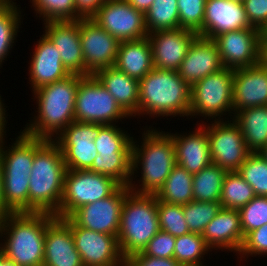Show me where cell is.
<instances>
[{
	"instance_id": "1",
	"label": "cell",
	"mask_w": 267,
	"mask_h": 266,
	"mask_svg": "<svg viewBox=\"0 0 267 266\" xmlns=\"http://www.w3.org/2000/svg\"><path fill=\"white\" fill-rule=\"evenodd\" d=\"M66 171L60 147L53 140L34 138L28 212L50 213L59 218Z\"/></svg>"
},
{
	"instance_id": "2",
	"label": "cell",
	"mask_w": 267,
	"mask_h": 266,
	"mask_svg": "<svg viewBox=\"0 0 267 266\" xmlns=\"http://www.w3.org/2000/svg\"><path fill=\"white\" fill-rule=\"evenodd\" d=\"M82 75L71 74L67 78L44 85L33 91L38 109L37 115L26 124L27 136L54 140L70 123L74 122L76 91Z\"/></svg>"
},
{
	"instance_id": "3",
	"label": "cell",
	"mask_w": 267,
	"mask_h": 266,
	"mask_svg": "<svg viewBox=\"0 0 267 266\" xmlns=\"http://www.w3.org/2000/svg\"><path fill=\"white\" fill-rule=\"evenodd\" d=\"M137 143L139 142L133 138L132 178L128 188L135 194L155 195L176 165L173 138L169 132L147 127L142 133L141 145ZM137 170L141 171L140 180L137 182H141L140 185L133 181V178L137 177L135 174L139 173Z\"/></svg>"
},
{
	"instance_id": "4",
	"label": "cell",
	"mask_w": 267,
	"mask_h": 266,
	"mask_svg": "<svg viewBox=\"0 0 267 266\" xmlns=\"http://www.w3.org/2000/svg\"><path fill=\"white\" fill-rule=\"evenodd\" d=\"M55 217L43 212L10 213L0 223V238L6 239L0 251L17 266H43L46 228Z\"/></svg>"
},
{
	"instance_id": "5",
	"label": "cell",
	"mask_w": 267,
	"mask_h": 266,
	"mask_svg": "<svg viewBox=\"0 0 267 266\" xmlns=\"http://www.w3.org/2000/svg\"><path fill=\"white\" fill-rule=\"evenodd\" d=\"M190 95L191 87L178 71L153 68L139 81V116L188 117Z\"/></svg>"
},
{
	"instance_id": "6",
	"label": "cell",
	"mask_w": 267,
	"mask_h": 266,
	"mask_svg": "<svg viewBox=\"0 0 267 266\" xmlns=\"http://www.w3.org/2000/svg\"><path fill=\"white\" fill-rule=\"evenodd\" d=\"M159 230L156 196L130 191L122 205L117 236L122 257L142 252Z\"/></svg>"
},
{
	"instance_id": "7",
	"label": "cell",
	"mask_w": 267,
	"mask_h": 266,
	"mask_svg": "<svg viewBox=\"0 0 267 266\" xmlns=\"http://www.w3.org/2000/svg\"><path fill=\"white\" fill-rule=\"evenodd\" d=\"M233 78L234 69L224 67L191 86L189 117L223 120L228 112L233 119Z\"/></svg>"
},
{
	"instance_id": "8",
	"label": "cell",
	"mask_w": 267,
	"mask_h": 266,
	"mask_svg": "<svg viewBox=\"0 0 267 266\" xmlns=\"http://www.w3.org/2000/svg\"><path fill=\"white\" fill-rule=\"evenodd\" d=\"M120 186L109 176L89 170L67 169L59 207V218H67L79 207L109 197Z\"/></svg>"
},
{
	"instance_id": "9",
	"label": "cell",
	"mask_w": 267,
	"mask_h": 266,
	"mask_svg": "<svg viewBox=\"0 0 267 266\" xmlns=\"http://www.w3.org/2000/svg\"><path fill=\"white\" fill-rule=\"evenodd\" d=\"M128 117L93 75L84 76L79 81L74 107L75 121L111 125Z\"/></svg>"
},
{
	"instance_id": "10",
	"label": "cell",
	"mask_w": 267,
	"mask_h": 266,
	"mask_svg": "<svg viewBox=\"0 0 267 266\" xmlns=\"http://www.w3.org/2000/svg\"><path fill=\"white\" fill-rule=\"evenodd\" d=\"M227 119L211 121L212 124L206 125V131L212 163L233 172L239 170L251 152L239 125L233 119Z\"/></svg>"
},
{
	"instance_id": "11",
	"label": "cell",
	"mask_w": 267,
	"mask_h": 266,
	"mask_svg": "<svg viewBox=\"0 0 267 266\" xmlns=\"http://www.w3.org/2000/svg\"><path fill=\"white\" fill-rule=\"evenodd\" d=\"M100 124L74 121L53 141L60 147L68 170H88L98 155L94 139Z\"/></svg>"
},
{
	"instance_id": "12",
	"label": "cell",
	"mask_w": 267,
	"mask_h": 266,
	"mask_svg": "<svg viewBox=\"0 0 267 266\" xmlns=\"http://www.w3.org/2000/svg\"><path fill=\"white\" fill-rule=\"evenodd\" d=\"M92 19L119 42L148 36L144 13L126 0H106Z\"/></svg>"
},
{
	"instance_id": "13",
	"label": "cell",
	"mask_w": 267,
	"mask_h": 266,
	"mask_svg": "<svg viewBox=\"0 0 267 266\" xmlns=\"http://www.w3.org/2000/svg\"><path fill=\"white\" fill-rule=\"evenodd\" d=\"M261 33L258 28H243L214 37L223 66L235 70L259 64Z\"/></svg>"
},
{
	"instance_id": "14",
	"label": "cell",
	"mask_w": 267,
	"mask_h": 266,
	"mask_svg": "<svg viewBox=\"0 0 267 266\" xmlns=\"http://www.w3.org/2000/svg\"><path fill=\"white\" fill-rule=\"evenodd\" d=\"M129 192L128 186H120L109 197L79 207L69 218L79 227L117 237L122 205Z\"/></svg>"
},
{
	"instance_id": "15",
	"label": "cell",
	"mask_w": 267,
	"mask_h": 266,
	"mask_svg": "<svg viewBox=\"0 0 267 266\" xmlns=\"http://www.w3.org/2000/svg\"><path fill=\"white\" fill-rule=\"evenodd\" d=\"M79 27L86 76L114 66L120 42L92 18L79 19Z\"/></svg>"
},
{
	"instance_id": "16",
	"label": "cell",
	"mask_w": 267,
	"mask_h": 266,
	"mask_svg": "<svg viewBox=\"0 0 267 266\" xmlns=\"http://www.w3.org/2000/svg\"><path fill=\"white\" fill-rule=\"evenodd\" d=\"M70 229L84 266H111L123 259L116 236L79 227L71 219Z\"/></svg>"
},
{
	"instance_id": "17",
	"label": "cell",
	"mask_w": 267,
	"mask_h": 266,
	"mask_svg": "<svg viewBox=\"0 0 267 266\" xmlns=\"http://www.w3.org/2000/svg\"><path fill=\"white\" fill-rule=\"evenodd\" d=\"M44 34L55 45L63 66L70 74L86 76L80 27L78 20L47 21L43 24Z\"/></svg>"
},
{
	"instance_id": "18",
	"label": "cell",
	"mask_w": 267,
	"mask_h": 266,
	"mask_svg": "<svg viewBox=\"0 0 267 266\" xmlns=\"http://www.w3.org/2000/svg\"><path fill=\"white\" fill-rule=\"evenodd\" d=\"M198 34L178 28L148 34L154 68L178 71L187 50Z\"/></svg>"
},
{
	"instance_id": "19",
	"label": "cell",
	"mask_w": 267,
	"mask_h": 266,
	"mask_svg": "<svg viewBox=\"0 0 267 266\" xmlns=\"http://www.w3.org/2000/svg\"><path fill=\"white\" fill-rule=\"evenodd\" d=\"M253 27L245 13L242 1L206 0L203 37L213 39L225 32Z\"/></svg>"
},
{
	"instance_id": "20",
	"label": "cell",
	"mask_w": 267,
	"mask_h": 266,
	"mask_svg": "<svg viewBox=\"0 0 267 266\" xmlns=\"http://www.w3.org/2000/svg\"><path fill=\"white\" fill-rule=\"evenodd\" d=\"M267 106V65L263 63L234 70L233 116L246 108Z\"/></svg>"
},
{
	"instance_id": "21",
	"label": "cell",
	"mask_w": 267,
	"mask_h": 266,
	"mask_svg": "<svg viewBox=\"0 0 267 266\" xmlns=\"http://www.w3.org/2000/svg\"><path fill=\"white\" fill-rule=\"evenodd\" d=\"M43 266H84L74 245L69 217H55L48 224Z\"/></svg>"
},
{
	"instance_id": "22",
	"label": "cell",
	"mask_w": 267,
	"mask_h": 266,
	"mask_svg": "<svg viewBox=\"0 0 267 266\" xmlns=\"http://www.w3.org/2000/svg\"><path fill=\"white\" fill-rule=\"evenodd\" d=\"M224 66L217 45L212 39L197 36L187 50L178 74L190 87Z\"/></svg>"
},
{
	"instance_id": "23",
	"label": "cell",
	"mask_w": 267,
	"mask_h": 266,
	"mask_svg": "<svg viewBox=\"0 0 267 266\" xmlns=\"http://www.w3.org/2000/svg\"><path fill=\"white\" fill-rule=\"evenodd\" d=\"M37 42L29 63V83L32 92L71 75L63 66L55 45L44 33Z\"/></svg>"
},
{
	"instance_id": "24",
	"label": "cell",
	"mask_w": 267,
	"mask_h": 266,
	"mask_svg": "<svg viewBox=\"0 0 267 266\" xmlns=\"http://www.w3.org/2000/svg\"><path fill=\"white\" fill-rule=\"evenodd\" d=\"M205 124L203 121L197 124V129L192 133H169L175 146L176 164L191 174H196L212 164Z\"/></svg>"
},
{
	"instance_id": "25",
	"label": "cell",
	"mask_w": 267,
	"mask_h": 266,
	"mask_svg": "<svg viewBox=\"0 0 267 266\" xmlns=\"http://www.w3.org/2000/svg\"><path fill=\"white\" fill-rule=\"evenodd\" d=\"M202 237L212 250H227L237 254L244 241L239 211L221 208L205 227Z\"/></svg>"
},
{
	"instance_id": "26",
	"label": "cell",
	"mask_w": 267,
	"mask_h": 266,
	"mask_svg": "<svg viewBox=\"0 0 267 266\" xmlns=\"http://www.w3.org/2000/svg\"><path fill=\"white\" fill-rule=\"evenodd\" d=\"M130 117L139 116V81L114 66L93 74Z\"/></svg>"
},
{
	"instance_id": "27",
	"label": "cell",
	"mask_w": 267,
	"mask_h": 266,
	"mask_svg": "<svg viewBox=\"0 0 267 266\" xmlns=\"http://www.w3.org/2000/svg\"><path fill=\"white\" fill-rule=\"evenodd\" d=\"M114 67L138 81L144 78L154 68L149 38L120 42Z\"/></svg>"
},
{
	"instance_id": "28",
	"label": "cell",
	"mask_w": 267,
	"mask_h": 266,
	"mask_svg": "<svg viewBox=\"0 0 267 266\" xmlns=\"http://www.w3.org/2000/svg\"><path fill=\"white\" fill-rule=\"evenodd\" d=\"M4 141L5 138L0 140V159L3 177H29L34 160V137L20 132L11 147L10 145L9 147L5 146L6 142Z\"/></svg>"
},
{
	"instance_id": "29",
	"label": "cell",
	"mask_w": 267,
	"mask_h": 266,
	"mask_svg": "<svg viewBox=\"0 0 267 266\" xmlns=\"http://www.w3.org/2000/svg\"><path fill=\"white\" fill-rule=\"evenodd\" d=\"M233 120L239 125L251 153H259L267 145V106L236 111Z\"/></svg>"
},
{
	"instance_id": "30",
	"label": "cell",
	"mask_w": 267,
	"mask_h": 266,
	"mask_svg": "<svg viewBox=\"0 0 267 266\" xmlns=\"http://www.w3.org/2000/svg\"><path fill=\"white\" fill-rule=\"evenodd\" d=\"M155 196L169 204L185 205L193 201V174L176 164Z\"/></svg>"
},
{
	"instance_id": "31",
	"label": "cell",
	"mask_w": 267,
	"mask_h": 266,
	"mask_svg": "<svg viewBox=\"0 0 267 266\" xmlns=\"http://www.w3.org/2000/svg\"><path fill=\"white\" fill-rule=\"evenodd\" d=\"M226 174V170L213 163L193 174V200L219 202Z\"/></svg>"
},
{
	"instance_id": "32",
	"label": "cell",
	"mask_w": 267,
	"mask_h": 266,
	"mask_svg": "<svg viewBox=\"0 0 267 266\" xmlns=\"http://www.w3.org/2000/svg\"><path fill=\"white\" fill-rule=\"evenodd\" d=\"M131 164L132 153L98 154L88 170L109 176L121 186H128L132 178Z\"/></svg>"
},
{
	"instance_id": "33",
	"label": "cell",
	"mask_w": 267,
	"mask_h": 266,
	"mask_svg": "<svg viewBox=\"0 0 267 266\" xmlns=\"http://www.w3.org/2000/svg\"><path fill=\"white\" fill-rule=\"evenodd\" d=\"M18 6L12 0L0 1V67L11 53L19 32L22 15Z\"/></svg>"
},
{
	"instance_id": "34",
	"label": "cell",
	"mask_w": 267,
	"mask_h": 266,
	"mask_svg": "<svg viewBox=\"0 0 267 266\" xmlns=\"http://www.w3.org/2000/svg\"><path fill=\"white\" fill-rule=\"evenodd\" d=\"M212 251L207 245L202 234L188 233L175 237V249L173 258L181 266H205L204 255Z\"/></svg>"
},
{
	"instance_id": "35",
	"label": "cell",
	"mask_w": 267,
	"mask_h": 266,
	"mask_svg": "<svg viewBox=\"0 0 267 266\" xmlns=\"http://www.w3.org/2000/svg\"><path fill=\"white\" fill-rule=\"evenodd\" d=\"M255 196L253 188L237 171L227 172L219 201L222 208L239 210Z\"/></svg>"
},
{
	"instance_id": "36",
	"label": "cell",
	"mask_w": 267,
	"mask_h": 266,
	"mask_svg": "<svg viewBox=\"0 0 267 266\" xmlns=\"http://www.w3.org/2000/svg\"><path fill=\"white\" fill-rule=\"evenodd\" d=\"M144 16L148 34L180 28L177 0H154Z\"/></svg>"
},
{
	"instance_id": "37",
	"label": "cell",
	"mask_w": 267,
	"mask_h": 266,
	"mask_svg": "<svg viewBox=\"0 0 267 266\" xmlns=\"http://www.w3.org/2000/svg\"><path fill=\"white\" fill-rule=\"evenodd\" d=\"M133 136L116 124L100 125L99 136L94 139L98 154L132 153Z\"/></svg>"
},
{
	"instance_id": "38",
	"label": "cell",
	"mask_w": 267,
	"mask_h": 266,
	"mask_svg": "<svg viewBox=\"0 0 267 266\" xmlns=\"http://www.w3.org/2000/svg\"><path fill=\"white\" fill-rule=\"evenodd\" d=\"M3 200L11 213L28 212L29 177H3Z\"/></svg>"
},
{
	"instance_id": "39",
	"label": "cell",
	"mask_w": 267,
	"mask_h": 266,
	"mask_svg": "<svg viewBox=\"0 0 267 266\" xmlns=\"http://www.w3.org/2000/svg\"><path fill=\"white\" fill-rule=\"evenodd\" d=\"M221 208L220 202H197L193 200L183 205V214L189 231L202 234L205 227Z\"/></svg>"
},
{
	"instance_id": "40",
	"label": "cell",
	"mask_w": 267,
	"mask_h": 266,
	"mask_svg": "<svg viewBox=\"0 0 267 266\" xmlns=\"http://www.w3.org/2000/svg\"><path fill=\"white\" fill-rule=\"evenodd\" d=\"M237 172L256 196L267 197V161L259 153H251Z\"/></svg>"
},
{
	"instance_id": "41",
	"label": "cell",
	"mask_w": 267,
	"mask_h": 266,
	"mask_svg": "<svg viewBox=\"0 0 267 266\" xmlns=\"http://www.w3.org/2000/svg\"><path fill=\"white\" fill-rule=\"evenodd\" d=\"M34 13L42 17L43 22L78 20L81 17L76 13L74 0H30Z\"/></svg>"
},
{
	"instance_id": "42",
	"label": "cell",
	"mask_w": 267,
	"mask_h": 266,
	"mask_svg": "<svg viewBox=\"0 0 267 266\" xmlns=\"http://www.w3.org/2000/svg\"><path fill=\"white\" fill-rule=\"evenodd\" d=\"M157 214L160 230L168 232L174 237L190 233L183 214V205L157 200Z\"/></svg>"
},
{
	"instance_id": "43",
	"label": "cell",
	"mask_w": 267,
	"mask_h": 266,
	"mask_svg": "<svg viewBox=\"0 0 267 266\" xmlns=\"http://www.w3.org/2000/svg\"><path fill=\"white\" fill-rule=\"evenodd\" d=\"M244 237L251 231L267 224V197L255 196L238 210Z\"/></svg>"
},
{
	"instance_id": "44",
	"label": "cell",
	"mask_w": 267,
	"mask_h": 266,
	"mask_svg": "<svg viewBox=\"0 0 267 266\" xmlns=\"http://www.w3.org/2000/svg\"><path fill=\"white\" fill-rule=\"evenodd\" d=\"M206 0H177L180 28L196 32L203 37Z\"/></svg>"
},
{
	"instance_id": "45",
	"label": "cell",
	"mask_w": 267,
	"mask_h": 266,
	"mask_svg": "<svg viewBox=\"0 0 267 266\" xmlns=\"http://www.w3.org/2000/svg\"><path fill=\"white\" fill-rule=\"evenodd\" d=\"M241 258L249 256L267 255V224L249 232L245 237L240 251L238 252ZM244 255V256H243Z\"/></svg>"
},
{
	"instance_id": "46",
	"label": "cell",
	"mask_w": 267,
	"mask_h": 266,
	"mask_svg": "<svg viewBox=\"0 0 267 266\" xmlns=\"http://www.w3.org/2000/svg\"><path fill=\"white\" fill-rule=\"evenodd\" d=\"M175 237L168 232L159 230L148 242L142 253L156 258H173Z\"/></svg>"
},
{
	"instance_id": "47",
	"label": "cell",
	"mask_w": 267,
	"mask_h": 266,
	"mask_svg": "<svg viewBox=\"0 0 267 266\" xmlns=\"http://www.w3.org/2000/svg\"><path fill=\"white\" fill-rule=\"evenodd\" d=\"M250 24L259 30L267 29V0H243Z\"/></svg>"
},
{
	"instance_id": "48",
	"label": "cell",
	"mask_w": 267,
	"mask_h": 266,
	"mask_svg": "<svg viewBox=\"0 0 267 266\" xmlns=\"http://www.w3.org/2000/svg\"><path fill=\"white\" fill-rule=\"evenodd\" d=\"M129 266H181L174 258H156L142 252L126 258Z\"/></svg>"
},
{
	"instance_id": "49",
	"label": "cell",
	"mask_w": 267,
	"mask_h": 266,
	"mask_svg": "<svg viewBox=\"0 0 267 266\" xmlns=\"http://www.w3.org/2000/svg\"><path fill=\"white\" fill-rule=\"evenodd\" d=\"M106 0H74L76 13L81 18H92Z\"/></svg>"
},
{
	"instance_id": "50",
	"label": "cell",
	"mask_w": 267,
	"mask_h": 266,
	"mask_svg": "<svg viewBox=\"0 0 267 266\" xmlns=\"http://www.w3.org/2000/svg\"><path fill=\"white\" fill-rule=\"evenodd\" d=\"M3 170L2 162L0 159V223L11 213L5 206L3 200Z\"/></svg>"
},
{
	"instance_id": "51",
	"label": "cell",
	"mask_w": 267,
	"mask_h": 266,
	"mask_svg": "<svg viewBox=\"0 0 267 266\" xmlns=\"http://www.w3.org/2000/svg\"><path fill=\"white\" fill-rule=\"evenodd\" d=\"M1 95V94H0ZM5 104L3 103V100L1 99V96H0V140L1 139H4V135H6V124H7V121H6V118L8 115H6V106H4Z\"/></svg>"
},
{
	"instance_id": "52",
	"label": "cell",
	"mask_w": 267,
	"mask_h": 266,
	"mask_svg": "<svg viewBox=\"0 0 267 266\" xmlns=\"http://www.w3.org/2000/svg\"><path fill=\"white\" fill-rule=\"evenodd\" d=\"M136 10L142 11L144 14L151 7L154 0H126Z\"/></svg>"
},
{
	"instance_id": "53",
	"label": "cell",
	"mask_w": 267,
	"mask_h": 266,
	"mask_svg": "<svg viewBox=\"0 0 267 266\" xmlns=\"http://www.w3.org/2000/svg\"><path fill=\"white\" fill-rule=\"evenodd\" d=\"M261 63L267 65V33H261Z\"/></svg>"
},
{
	"instance_id": "54",
	"label": "cell",
	"mask_w": 267,
	"mask_h": 266,
	"mask_svg": "<svg viewBox=\"0 0 267 266\" xmlns=\"http://www.w3.org/2000/svg\"><path fill=\"white\" fill-rule=\"evenodd\" d=\"M0 266H17L13 261L8 260L0 251Z\"/></svg>"
},
{
	"instance_id": "55",
	"label": "cell",
	"mask_w": 267,
	"mask_h": 266,
	"mask_svg": "<svg viewBox=\"0 0 267 266\" xmlns=\"http://www.w3.org/2000/svg\"><path fill=\"white\" fill-rule=\"evenodd\" d=\"M111 266H129L126 258H123L121 261H119L118 263L111 265Z\"/></svg>"
},
{
	"instance_id": "56",
	"label": "cell",
	"mask_w": 267,
	"mask_h": 266,
	"mask_svg": "<svg viewBox=\"0 0 267 266\" xmlns=\"http://www.w3.org/2000/svg\"><path fill=\"white\" fill-rule=\"evenodd\" d=\"M259 154L267 161V145L259 152Z\"/></svg>"
},
{
	"instance_id": "57",
	"label": "cell",
	"mask_w": 267,
	"mask_h": 266,
	"mask_svg": "<svg viewBox=\"0 0 267 266\" xmlns=\"http://www.w3.org/2000/svg\"><path fill=\"white\" fill-rule=\"evenodd\" d=\"M262 33H267V29H265V30H262Z\"/></svg>"
}]
</instances>
